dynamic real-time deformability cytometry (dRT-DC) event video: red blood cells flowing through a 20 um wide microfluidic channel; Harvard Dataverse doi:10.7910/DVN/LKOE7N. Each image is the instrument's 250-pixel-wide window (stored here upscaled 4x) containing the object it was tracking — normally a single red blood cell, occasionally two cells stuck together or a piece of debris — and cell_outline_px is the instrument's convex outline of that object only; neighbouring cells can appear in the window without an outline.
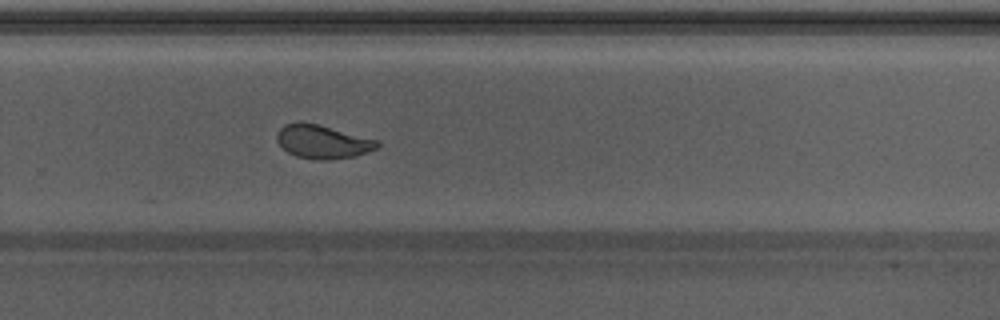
{"species": "Egyptian fruit bat (a non-hibernating species)", "species_latin": "Rousettus aegyptiacus", "temperature_condition": "warm", "stored_images_in_passage": 40, "camera_frame_rate_fps": 3000, "um_per_image_px": 0.085, "animal": {"sex": "male"}, "frame": {"image": 1, "passage_image": 24, "time_ms": 7.667, "image_size_px": [1000, 320], "cell_outline_px": [[380, 148], [356, 156], [328, 160], [324, 160], [296, 156], [288, 152], [276, 140], [276, 132], [284, 124], [300, 120], [320, 124], [376, 140], [380, 144]], "centroid_in_image_um": [27.41, 12.02], "position_along_channel_um": 302.4, "area_um2": 19.83}, "authors_computed_cell_mechanics": {"area_um2": 19.9121, "velocity_mm_per_s": 4.2599, "shape_relaxation_time_tau1_ms": 5.1626, "shape_relaxation_time_tau2_ms": 1.0592, "deformation_change_tau1": 0.1578, "deformation_change_tau2": 0.0754}}